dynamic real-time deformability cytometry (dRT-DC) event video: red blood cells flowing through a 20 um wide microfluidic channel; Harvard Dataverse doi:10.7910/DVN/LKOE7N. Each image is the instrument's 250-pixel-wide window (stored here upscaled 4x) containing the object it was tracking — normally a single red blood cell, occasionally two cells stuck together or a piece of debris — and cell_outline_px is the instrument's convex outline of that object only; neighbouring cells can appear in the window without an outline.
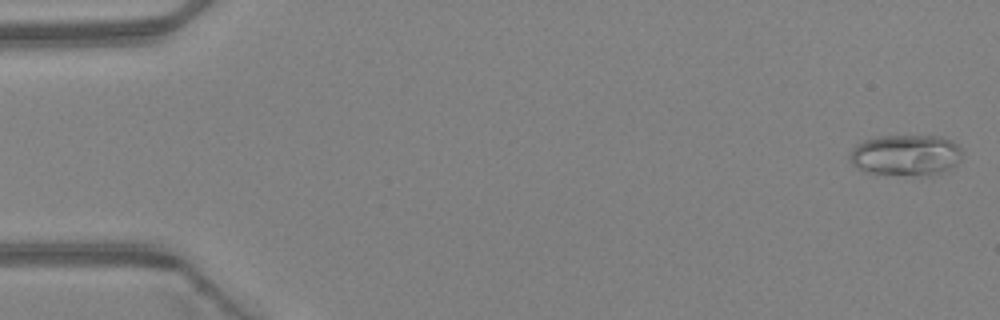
{"species": "Egyptian fruit bat (a non-hibernating species)", "species_latin": "Rousettus aegyptiacus", "temperature_condition": "warm", "stored_images_in_passage": 47, "camera_frame_rate_fps": 3000, "um_per_image_px": 0.085, "animal": {"sex": "female"}, "frame": {"image": 1, "passage_image": 1, "time_ms": 0.0, "image_size_px": [1000, 320], "cell_outline_px": [[964, 156], [956, 164], [932, 176], [924, 176], [864, 172], [856, 168], [852, 164], [848, 156], [852, 148], [856, 144], [864, 140], [880, 136], [940, 136], [952, 140], [960, 148]], "centroid_in_image_um": [76.98, 13.19], "position_along_channel_um": 8.0, "area_um2": 27.17}}
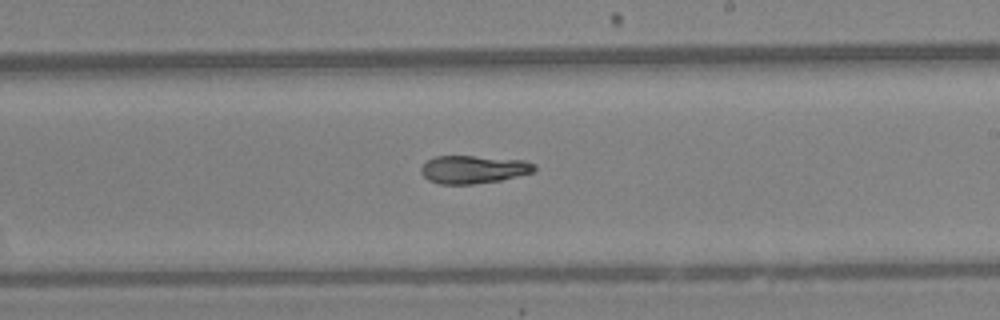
{"frame": {"image": 2, "passage_image": 28, "time_ms": 9.0, "image_size_px": [1000, 320], "cell_outline_px": [[536, 168], [532, 172], [500, 180], [472, 184], [440, 184], [428, 180], [420, 172], [420, 168], [428, 160], [436, 156], [472, 156], [524, 160], [536, 164]], "centroid_in_image_um": [40.22, 14.4], "position_along_channel_um": 248.8, "area_um2": 18.32}}
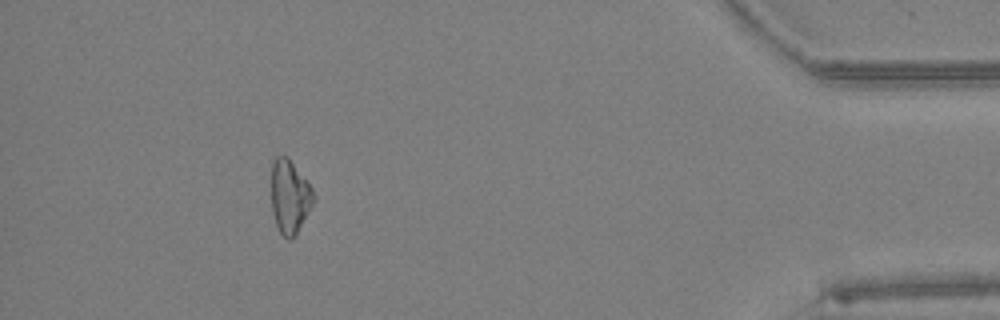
{"frame": {"image": 3, "passage_image": 43, "time_ms": 14.0, "image_size_px": [1000, 320], "cell_outline_px": [[316, 196], [308, 212], [296, 232], [288, 240], [280, 232], [276, 224], [272, 212], [272, 160], [276, 156], [288, 156], [312, 188]], "centroid_in_image_um": [24.61, 16.66], "position_along_channel_um": 410.6, "area_um2": 17.74}, "authors_computed_cell_mechanics": {"area_um2": 19.4786, "velocity_mm_per_s": 4.3465, "shape_relaxation_time_tau1_ms": null, "shape_relaxation_time_tau2_ms": 4.5314, "deformation_change_tau1": null, "deformation_change_tau2": 0.1057}}